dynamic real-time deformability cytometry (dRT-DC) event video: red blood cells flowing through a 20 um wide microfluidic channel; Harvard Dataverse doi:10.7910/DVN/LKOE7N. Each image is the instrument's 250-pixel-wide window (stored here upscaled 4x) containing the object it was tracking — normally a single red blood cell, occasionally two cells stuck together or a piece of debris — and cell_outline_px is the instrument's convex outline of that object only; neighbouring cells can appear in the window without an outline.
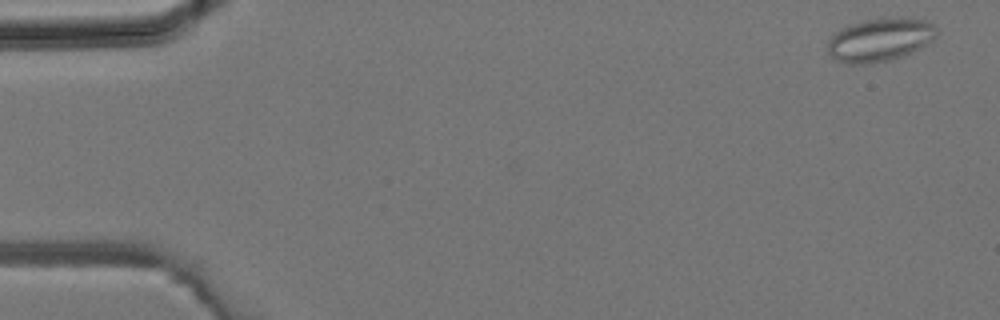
{"species": "common noctule bat (a hibernating species)", "species_latin": "Nyctalus noctula", "temperature_condition": "room temperature", "stored_images_in_passage": 2, "camera_frame_rate_fps": 3000, "um_per_image_px": 0.085, "animal": {"sex": "male", "body_mass_g": 19.2, "forearm_length_mm": 51.8}, "frame": {"image": 1, "passage_image": 2, "time_ms": 0.333, "image_size_px": [1000, 320], "cell_outline_px": [[940, 32], [932, 40], [920, 48], [912, 52], [888, 60], [864, 64], [848, 64], [832, 60], [828, 52], [828, 40], [840, 28], [860, 20], [880, 16], [912, 16], [924, 20], [932, 24]], "centroid_in_image_um": [74.79, 3.33], "position_along_channel_um": 10.2, "area_um2": 28.26}}